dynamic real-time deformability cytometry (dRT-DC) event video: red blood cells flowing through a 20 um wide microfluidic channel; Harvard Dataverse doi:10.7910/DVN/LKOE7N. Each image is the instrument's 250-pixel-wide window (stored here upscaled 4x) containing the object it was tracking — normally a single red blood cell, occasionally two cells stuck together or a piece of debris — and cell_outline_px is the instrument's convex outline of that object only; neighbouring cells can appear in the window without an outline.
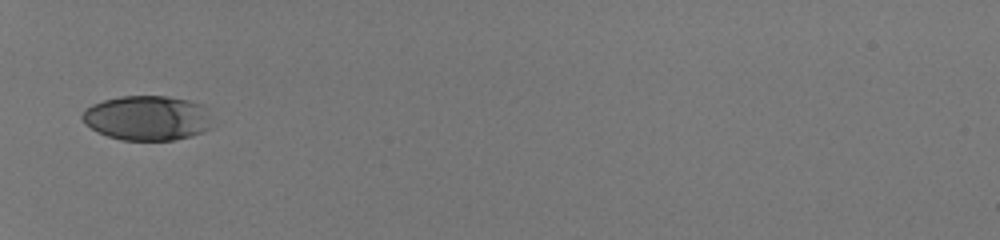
{"species": "human", "species_latin": "Homo sapiens", "temperature_condition": "room temperature", "stored_images_in_passage": 31, "camera_frame_rate_fps": 3000, "um_per_image_px": 0.085, "donor": {"sex": "male"}, "frame": {"image": 1, "passage_image": 1, "time_ms": 0.0, "image_size_px": [1000, 240], "cell_outline_px": [[212, 128], [204, 132], [192, 136], [176, 140], [124, 140], [108, 136], [84, 124], [80, 116], [92, 104], [104, 100], [120, 96], [168, 96], [188, 100], [204, 104]], "centroid_in_image_um": [12.54, 10.03], "position_along_channel_um": 72.5, "area_um2": 33.99}}
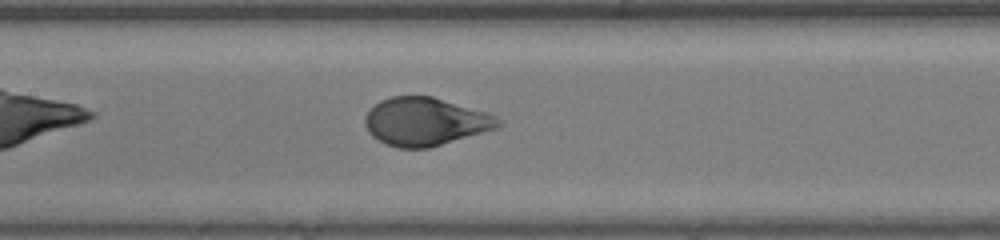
{"frame": {"image": 2, "passage_image": 9, "time_ms": 2.667, "image_size_px": [1000, 240], "cell_outline_px": [[504, 124], [496, 128], [428, 148], [396, 148], [384, 144], [372, 136], [368, 132], [364, 124], [364, 116], [380, 100], [392, 96], [432, 96], [488, 112], [496, 116]], "centroid_in_image_um": [36.13, 10.33], "position_along_channel_um": 171.3, "area_um2": 37.34}}
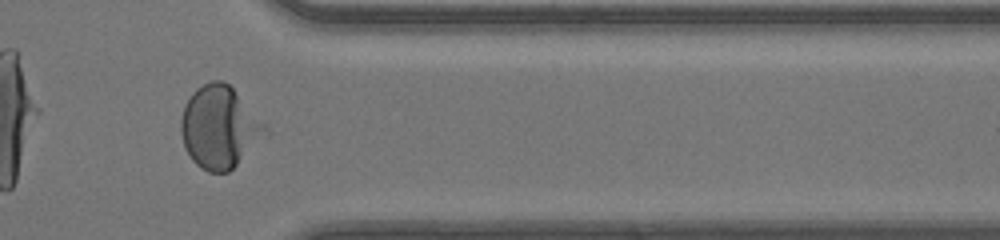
{"frame": {"image": 3, "passage_image": 25, "time_ms": 8.0, "image_size_px": [1000, 240], "cell_outline_px": [[272, 132], [228, 172], [208, 172], [200, 168], [192, 160], [184, 148], [180, 132], [180, 120], [184, 104], [192, 92], [196, 88], [212, 80], [224, 80], [232, 88]], "centroid_in_image_um": [18.65, 10.83], "position_along_channel_um": 392.8, "area_um2": 40.63}, "authors_computed_cell_mechanics": {"area_um2": 37.57, "velocity_mm_per_s": 4.1767, "shape_relaxation_time_tau1_ms": 2.9457, "shape_relaxation_time_tau2_ms": null, "deformation_change_tau1": 0.1944, "deformation_change_tau2": null}}